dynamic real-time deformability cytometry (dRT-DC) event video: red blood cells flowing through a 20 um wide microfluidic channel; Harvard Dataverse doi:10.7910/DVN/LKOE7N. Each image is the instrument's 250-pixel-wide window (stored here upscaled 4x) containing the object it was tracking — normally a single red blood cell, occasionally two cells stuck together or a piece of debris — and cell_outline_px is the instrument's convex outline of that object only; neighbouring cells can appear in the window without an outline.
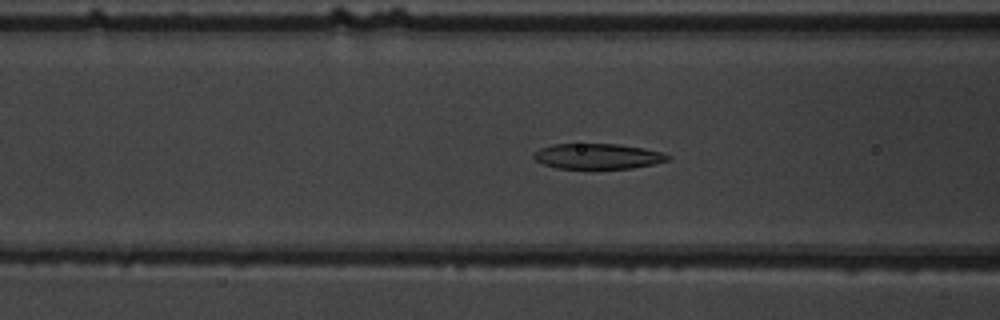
{"species": "common noctule bat (a hibernating species)", "species_latin": "Nyctalus noctula", "temperature_condition": "warm", "stored_images_in_passage": 58, "camera_frame_rate_fps": 3000, "um_per_image_px": 0.085, "animal": {"sex": "male", "body_mass_g": 19.5, "forearm_length_mm": 54.6}, "frame": {"image": 1, "passage_image": 24, "time_ms": 7.667, "image_size_px": [1000, 320], "cell_outline_px": [[672, 156], [668, 160], [652, 164], [632, 168], [556, 168], [544, 164], [536, 160], [532, 156], [540, 148], [552, 144], [616, 144], [644, 148], [660, 152]], "centroid_in_image_um": [50.8, 13.28], "position_along_channel_um": 115.8, "area_um2": 19.59}}
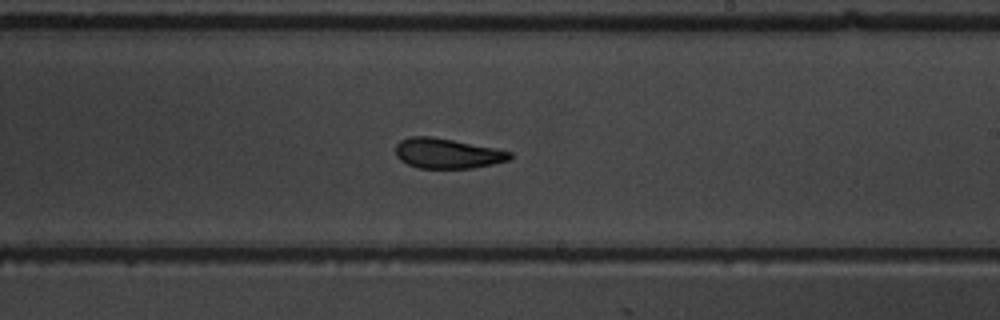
{"frame": {"image": 2, "passage_image": 35, "time_ms": 11.333, "image_size_px": [1000, 320], "cell_outline_px": [[512, 156], [508, 160], [492, 164], [472, 168], [420, 168], [408, 164], [400, 160], [396, 156], [396, 144], [400, 140], [408, 136], [432, 136], [496, 148], [512, 152]], "centroid_in_image_um": [38.0, 13.03], "position_along_channel_um": 251.0, "area_um2": 20.06}}
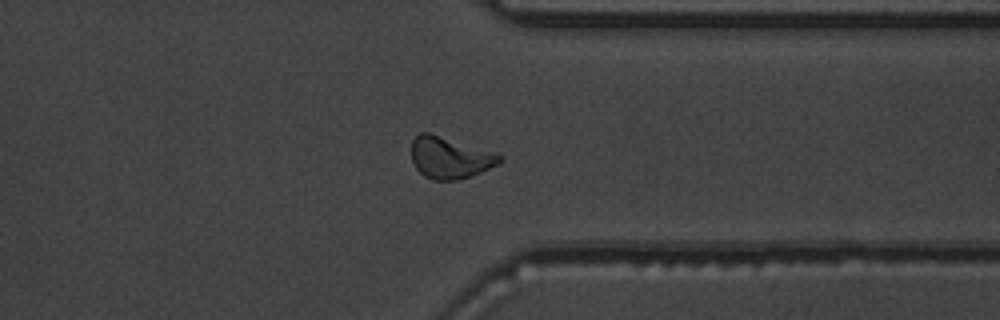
{"frame": {"image": 3, "passage_image": 45, "time_ms": 14.667, "image_size_px": [1000, 320], "cell_outline_px": [[504, 160], [480, 172], [460, 180], [432, 180], [424, 176], [416, 168], [412, 160], [412, 140], [420, 132], [428, 132], [504, 156]], "centroid_in_image_um": [38.2, 13.42], "position_along_channel_um": 373.2, "area_um2": 21.04}, "authors_computed_cell_mechanics": {"area_um2": 20.8369, "velocity_mm_per_s": 3.6975, "shape_relaxation_time_tau1_ms": 6.5305, "shape_relaxation_time_tau2_ms": 1.4153, "deformation_change_tau1": 0.1937, "deformation_change_tau2": 0.0853}}